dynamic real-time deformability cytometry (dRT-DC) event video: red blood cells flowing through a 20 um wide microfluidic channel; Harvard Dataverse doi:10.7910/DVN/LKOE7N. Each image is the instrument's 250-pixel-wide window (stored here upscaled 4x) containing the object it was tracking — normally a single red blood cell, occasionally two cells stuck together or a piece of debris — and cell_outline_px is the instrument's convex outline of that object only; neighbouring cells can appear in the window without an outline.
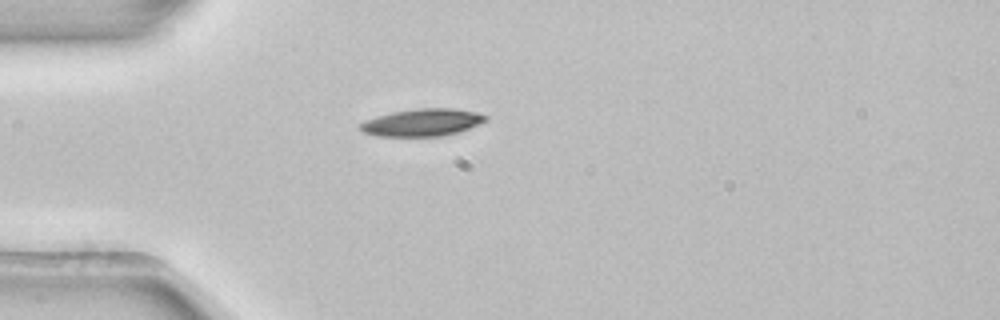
{"species": "common noctule bat (a hibernating species)", "species_latin": "Nyctalus noctula", "temperature_condition": "room temperature", "stored_images_in_passage": 1, "camera_frame_rate_fps": 3000, "um_per_image_px": 0.085, "animal": {"sex": "female", "body_mass_g": 22.7, "forearm_length_mm": 54.2}, "frame": {"image": 1, "passage_image": 1, "time_ms": 0.0, "image_size_px": [1000, 320], "cell_outline_px": [[488, 120], [480, 124], [444, 136], [376, 136], [364, 132], [360, 128], [360, 124], [364, 120], [376, 116], [392, 112], [416, 108], [452, 108], [476, 112], [488, 116]], "centroid_in_image_um": [35.9, 10.4], "position_along_channel_um": 49.1, "area_um2": 20.0}}